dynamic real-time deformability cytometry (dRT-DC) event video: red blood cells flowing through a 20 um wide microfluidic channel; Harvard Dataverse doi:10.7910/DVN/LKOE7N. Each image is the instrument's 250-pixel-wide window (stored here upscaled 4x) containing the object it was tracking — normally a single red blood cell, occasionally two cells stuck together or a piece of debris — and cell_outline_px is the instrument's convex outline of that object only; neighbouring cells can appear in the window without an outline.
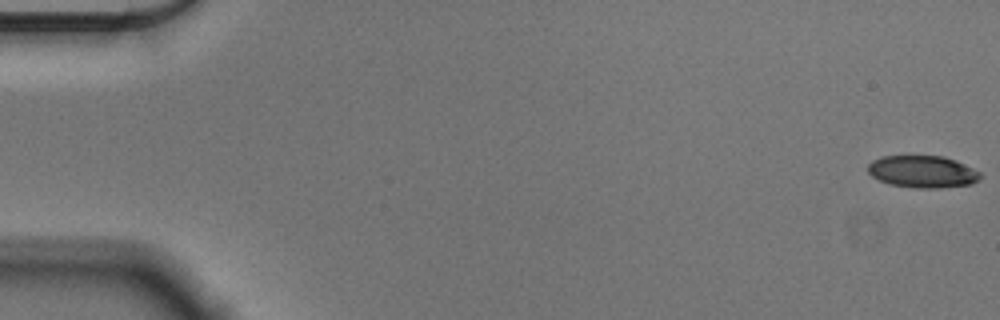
{"species": "Egyptian fruit bat (a non-hibernating species)", "species_latin": "Rousettus aegyptiacus", "temperature_condition": "cold", "stored_images_in_passage": 57, "camera_frame_rate_fps": 3000, "um_per_image_px": 0.085, "animal": {"sex": "male"}, "frame": {"image": 1, "passage_image": 1, "time_ms": 0.0, "image_size_px": [1000, 320], "cell_outline_px": [[980, 180], [972, 184], [940, 188], [916, 188], [892, 184], [880, 180], [872, 176], [868, 172], [868, 164], [872, 160], [880, 156], [944, 156], [956, 160], [980, 172]], "centroid_in_image_um": [78.43, 14.59], "position_along_channel_um": 6.6, "area_um2": 21.04}}
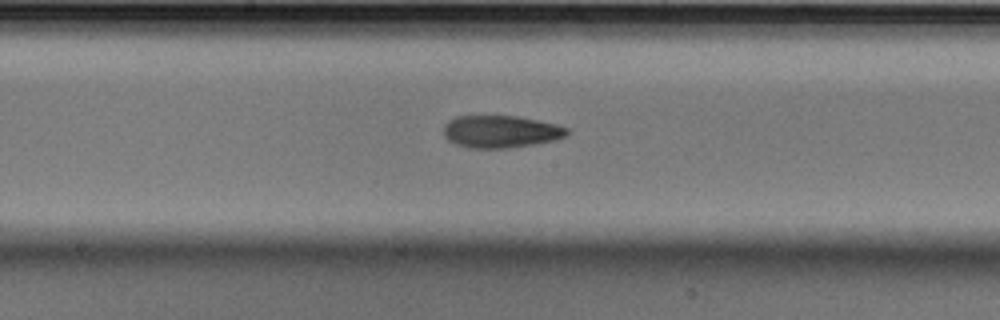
{"frame": {"image": 2, "passage_image": 30, "time_ms": 9.667, "image_size_px": [1000, 320], "cell_outline_px": [[568, 136], [556, 140], [536, 144], [508, 148], [468, 148], [456, 144], [448, 140], [444, 136], [444, 124], [448, 120], [456, 116], [516, 116], [556, 124], [568, 128]], "centroid_in_image_um": [42.56, 11.19], "position_along_channel_um": 205.6, "area_um2": 23.41}}
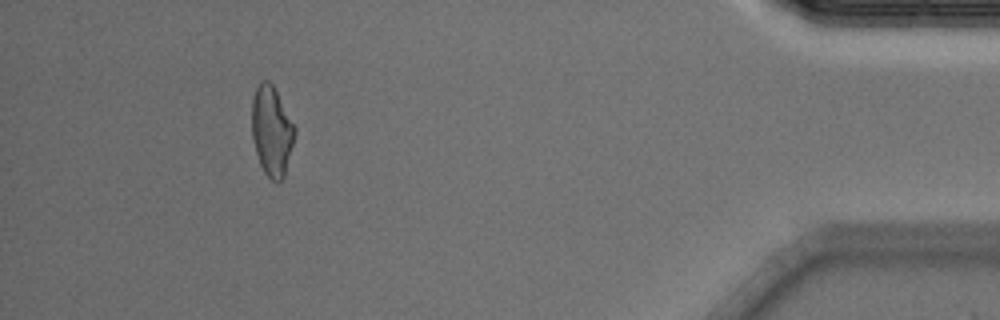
{"frame": {"image": 3, "passage_image": 52, "time_ms": 17.0, "image_size_px": [1000, 320], "cell_outline_px": [[296, 132], [284, 176], [280, 180], [272, 180], [264, 172], [260, 164], [256, 152], [252, 136], [252, 100], [256, 88], [260, 80], [268, 80], [272, 84], [296, 128]], "centroid_in_image_um": [23.09, 11.11], "position_along_channel_um": 412.1, "area_um2": 22.14}, "authors_computed_cell_mechanics": {"area_um2": 22.6576, "velocity_mm_per_s": 3.5928, "shape_relaxation_time_tau1_ms": 4.9954, "shape_relaxation_time_tau2_ms": 5.9391, "deformation_change_tau1": 0.1494, "deformation_change_tau2": 0.1363}}